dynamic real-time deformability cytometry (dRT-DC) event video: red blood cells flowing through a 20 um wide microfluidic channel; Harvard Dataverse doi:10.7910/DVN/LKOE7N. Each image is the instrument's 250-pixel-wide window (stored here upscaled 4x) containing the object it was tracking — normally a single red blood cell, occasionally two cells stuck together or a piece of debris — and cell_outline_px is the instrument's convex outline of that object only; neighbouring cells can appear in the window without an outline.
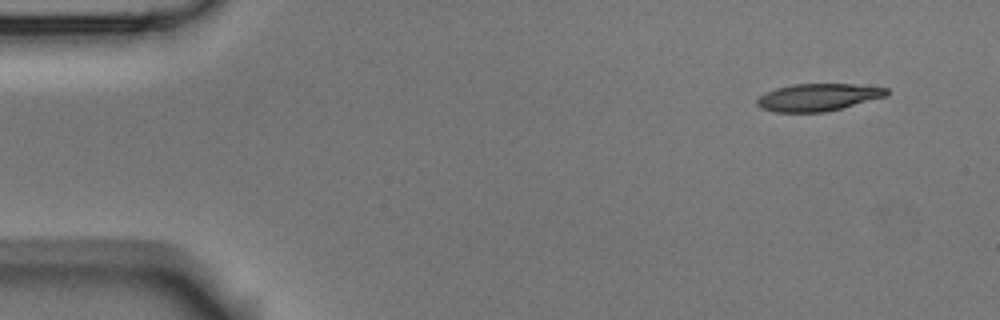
{"species": "Egyptian fruit bat (a non-hibernating species)", "species_latin": "Rousettus aegyptiacus", "temperature_condition": "room temperature", "stored_images_in_passage": 4, "camera_frame_rate_fps": 3000, "um_per_image_px": 0.085, "animal": {"sex": "male"}, "frame": {"image": 1, "passage_image": 1, "time_ms": 0.0, "image_size_px": [1000, 320], "cell_outline_px": [[888, 96], [824, 112], [776, 112], [760, 108], [756, 104], [756, 100], [764, 92], [776, 88], [792, 84], [852, 84], [888, 88]], "centroid_in_image_um": [69.5, 8.26], "position_along_channel_um": 15.5, "area_um2": 20.63}}